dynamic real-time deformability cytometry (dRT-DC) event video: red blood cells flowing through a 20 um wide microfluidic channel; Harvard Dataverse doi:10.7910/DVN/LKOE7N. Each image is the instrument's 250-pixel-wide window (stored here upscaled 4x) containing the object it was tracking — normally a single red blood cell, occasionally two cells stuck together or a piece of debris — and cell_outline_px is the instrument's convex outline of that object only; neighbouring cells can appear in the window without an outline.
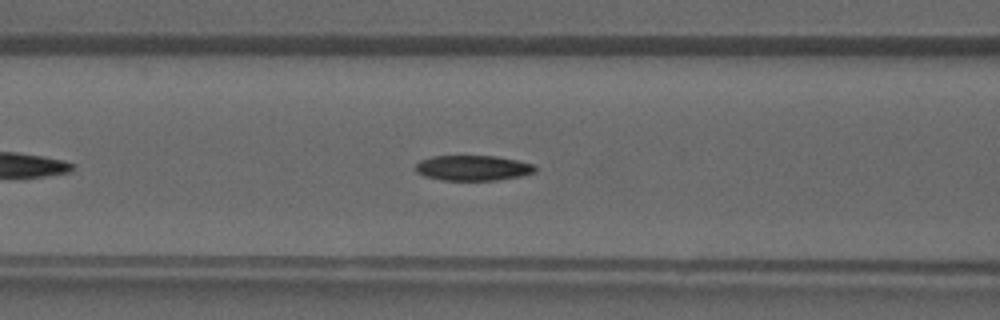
{"species": "common noctule bat (a hibernating species)", "species_latin": "Nyctalus noctula", "temperature_condition": "warm", "stored_images_in_passage": 27, "camera_frame_rate_fps": 3000, "um_per_image_px": 0.085, "animal": {"sex": "male", "forearm_length_mm": 52.5}, "frame": {"image": 1, "passage_image": 7, "time_ms": 2.0, "image_size_px": [1000, 320], "cell_outline_px": [[536, 172], [520, 176], [496, 180], [440, 180], [424, 176], [416, 172], [416, 164], [420, 160], [432, 156], [496, 156], [516, 160], [532, 164], [536, 168]], "centroid_in_image_um": [40.17, 14.28], "position_along_channel_um": 126.4, "area_um2": 17.57}}
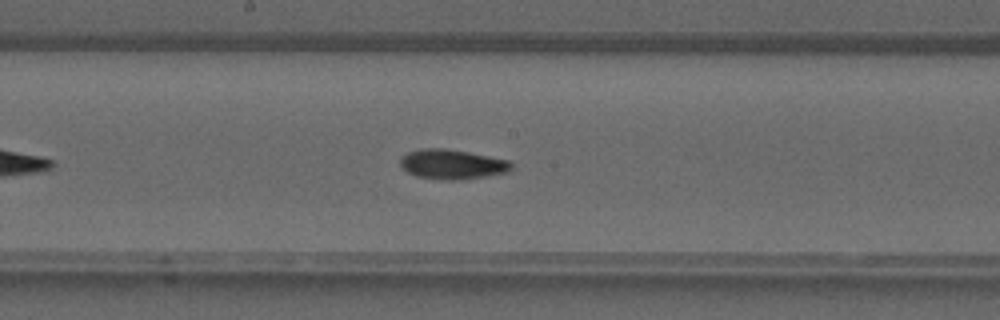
{"frame": {"image": 2, "passage_image": 12, "time_ms": 3.667, "image_size_px": [1000, 320], "cell_outline_px": [[512, 168], [508, 172], [484, 176], [452, 180], [416, 176], [408, 172], [400, 164], [400, 160], [408, 152], [420, 148], [448, 148], [508, 160], [512, 164]], "centroid_in_image_um": [38.43, 13.94], "position_along_channel_um": 209.8, "area_um2": 18.9}}
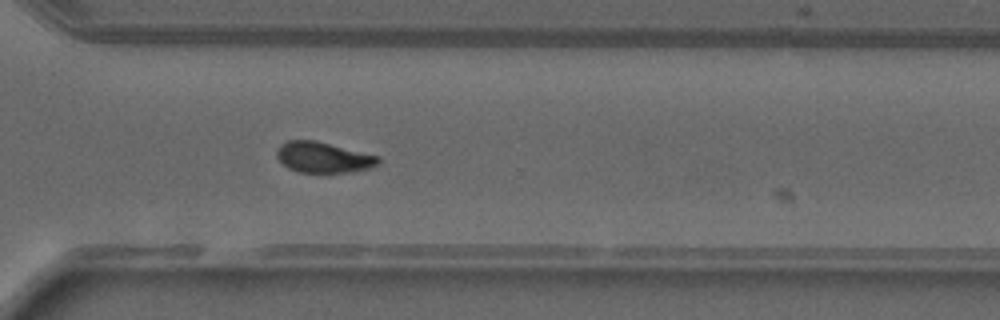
{"frame": {"image": 3, "passage_image": 20, "time_ms": 6.333, "image_size_px": [1000, 320], "cell_outline_px": [[380, 160], [372, 168], [348, 172], [300, 172], [288, 168], [276, 156], [276, 152], [280, 144], [288, 140], [316, 140], [380, 156]], "centroid_in_image_um": [27.48, 13.36], "position_along_channel_um": 343.1, "area_um2": 18.15}}